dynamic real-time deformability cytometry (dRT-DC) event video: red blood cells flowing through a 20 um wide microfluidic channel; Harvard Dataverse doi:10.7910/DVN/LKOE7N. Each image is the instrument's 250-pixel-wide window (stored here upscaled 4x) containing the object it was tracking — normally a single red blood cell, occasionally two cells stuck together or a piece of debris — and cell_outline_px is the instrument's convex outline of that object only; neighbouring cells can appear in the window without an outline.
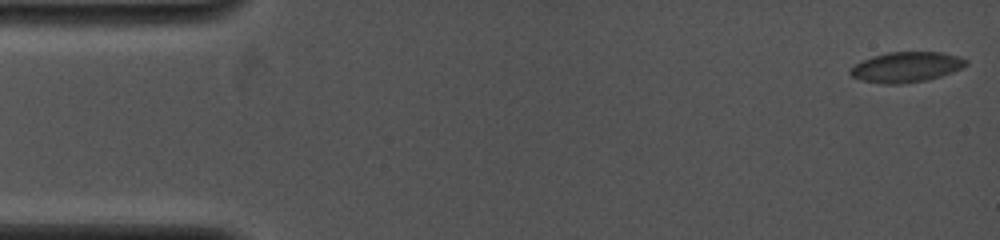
{"species": "common noctule bat (a hibernating species)", "species_latin": "Nyctalus noctula", "temperature_condition": "cold", "stored_images_in_passage": 64, "camera_frame_rate_fps": 4000, "um_per_image_px": 0.085, "animal": {"sex": "female", "body_mass_g": 19.0, "forearm_length_mm": 53.3}, "frame": {"image": 1, "passage_image": 1, "time_ms": 0.0, "image_size_px": [1000, 240], "cell_outline_px": [[968, 64], [952, 72], [928, 80], [900, 84], [884, 84], [860, 80], [852, 76], [848, 72], [848, 68], [872, 56], [888, 52], [944, 52], [968, 60]], "centroid_in_image_um": [77.01, 5.7], "position_along_channel_um": 8.0, "area_um2": 20.46}}
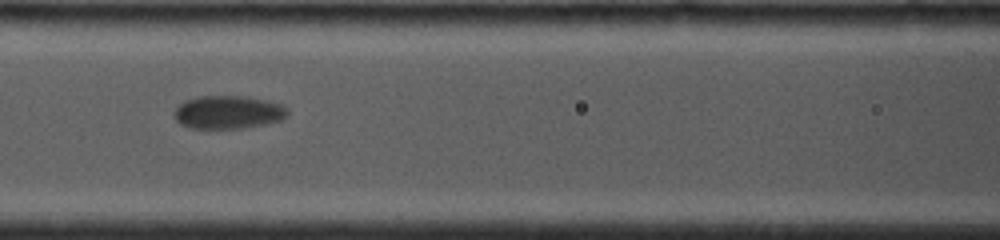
{"frame": {"image": 2, "passage_image": 28, "time_ms": 6.75, "image_size_px": [1000, 240], "cell_outline_px": [[288, 116], [280, 120], [264, 124], [244, 128], [192, 128], [180, 124], [176, 120], [176, 108], [184, 100], [196, 96], [248, 96], [268, 100], [280, 104], [288, 108]], "centroid_in_image_um": [19.42, 9.52], "position_along_channel_um": 147.2, "area_um2": 21.96}}
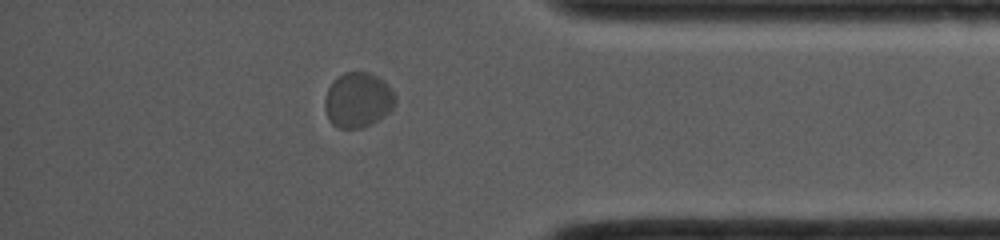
{"frame": {"image": 3, "passage_image": 55, "time_ms": 13.5, "image_size_px": [1000, 240], "cell_outline_px": [[396, 104], [388, 112], [372, 124], [360, 128], [340, 128], [332, 124], [328, 120], [324, 108], [324, 100], [328, 88], [332, 80], [336, 76], [344, 72], [368, 72], [384, 80], [388, 84], [396, 96]], "centroid_in_image_um": [30.41, 8.49], "position_along_channel_um": 404.8, "area_um2": 22.89}, "authors_computed_cell_mechanics": {"area_um2": 21.386, "velocity_mm_per_s": 3.9411, "shape_relaxation_time_tau1_ms": 1.7496, "shape_relaxation_time_tau2_ms": null, "deformation_change_tau1": 0.0542, "deformation_change_tau2": null}}